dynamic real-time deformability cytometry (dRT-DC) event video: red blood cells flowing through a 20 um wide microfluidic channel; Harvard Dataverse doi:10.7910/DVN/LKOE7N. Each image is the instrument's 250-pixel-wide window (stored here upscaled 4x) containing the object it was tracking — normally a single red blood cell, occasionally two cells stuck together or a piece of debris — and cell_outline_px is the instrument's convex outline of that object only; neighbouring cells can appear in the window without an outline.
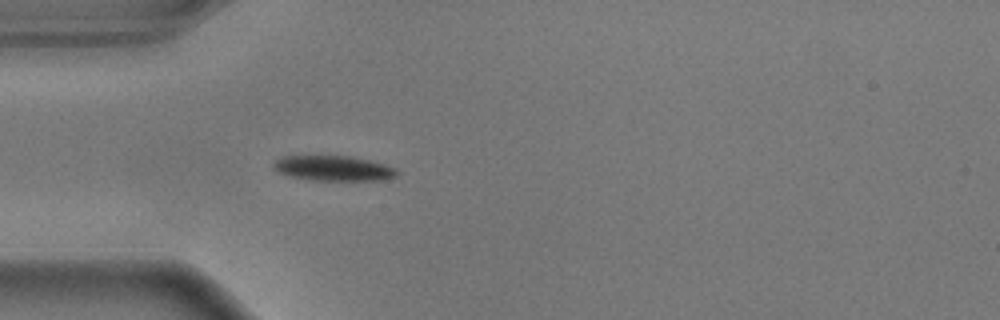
{"species": "common noctule bat (a hibernating species)", "species_latin": "Nyctalus noctula", "temperature_condition": "warm", "stored_images_in_passage": 40, "camera_frame_rate_fps": 3000, "um_per_image_px": 0.085, "animal": {"sex": "male", "body_mass_g": 17.9}, "frame": {"image": 1, "passage_image": 1, "time_ms": 0.0, "image_size_px": [1000, 320], "cell_outline_px": [[400, 172], [396, 176], [384, 180], [312, 180], [288, 176], [276, 172], [272, 168], [272, 164], [280, 156], [352, 156], [372, 160], [396, 168]], "centroid_in_image_um": [28.33, 14.3], "position_along_channel_um": 56.7, "area_um2": 18.38}}
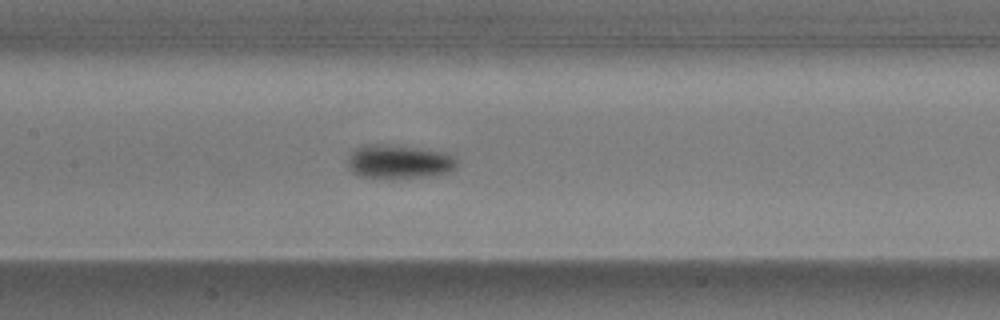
{"frame": {"image": 2, "passage_image": 11, "time_ms": 3.333, "image_size_px": [1000, 320], "cell_outline_px": [[456, 168], [448, 172], [432, 176], [360, 176], [352, 172], [348, 168], [348, 160], [352, 152], [360, 148], [372, 144], [380, 144], [444, 152], [452, 156], [456, 160]], "centroid_in_image_um": [33.93, 13.74], "position_along_channel_um": 173.5, "area_um2": 20.4}}
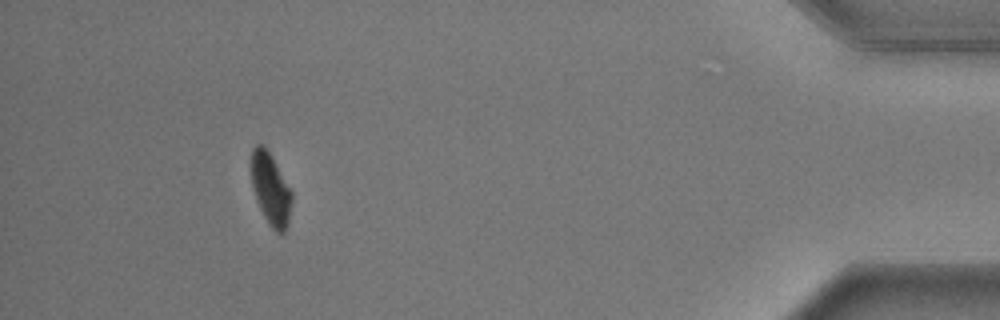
{"frame": {"image": 3, "passage_image": 36, "time_ms": 11.667, "image_size_px": [1000, 320], "cell_outline_px": [[292, 200], [288, 224], [284, 232], [276, 232], [268, 224], [260, 208], [252, 188], [252, 148], [256, 144], [260, 144], [268, 152], [292, 192]], "centroid_in_image_um": [23.01, 16.12], "position_along_channel_um": 412.2, "area_um2": 16.47}, "authors_computed_cell_mechanics": {"area_um2": 18.785, "velocity_mm_per_s": 3.6155, "shape_relaxation_time_tau1_ms": 2.6084, "shape_relaxation_time_tau2_ms": null, "deformation_change_tau1": 0.1605, "deformation_change_tau2": null}}